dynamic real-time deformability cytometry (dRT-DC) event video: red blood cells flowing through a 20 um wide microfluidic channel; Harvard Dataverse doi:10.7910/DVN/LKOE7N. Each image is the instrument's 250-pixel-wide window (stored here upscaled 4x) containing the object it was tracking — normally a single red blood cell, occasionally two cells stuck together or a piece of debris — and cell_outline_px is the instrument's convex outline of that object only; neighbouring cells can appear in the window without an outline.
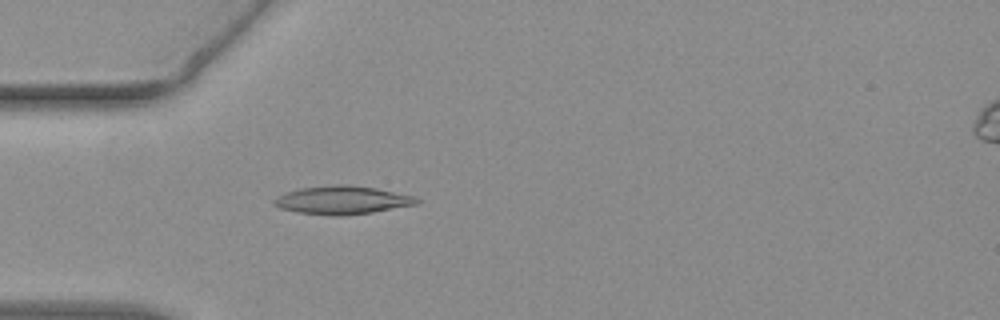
{"species": "common noctule bat (a hibernating species)", "species_latin": "Nyctalus noctula", "temperature_condition": "warm", "stored_images_in_passage": 54, "camera_frame_rate_fps": 3000, "um_per_image_px": 0.085, "animal": {"sex": "female", "body_mass_g": 19.3, "forearm_length_mm": 54.1}, "frame": {"image": 1, "passage_image": 16, "time_ms": 5.0, "image_size_px": [1000, 320], "cell_outline_px": [[420, 200], [416, 204], [372, 212], [340, 216], [332, 216], [296, 212], [280, 208], [272, 204], [272, 200], [276, 196], [284, 192], [300, 188], [332, 184], [348, 184], [376, 188], [416, 196]], "centroid_in_image_um": [29.03, 17.0], "position_along_channel_um": 56.0, "area_um2": 23.76}}
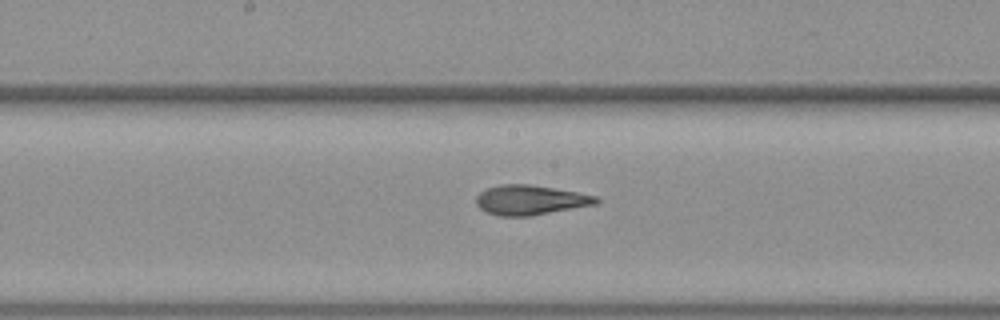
{"frame": {"image": 2, "passage_image": 28, "time_ms": 9.0, "image_size_px": [1000, 320], "cell_outline_px": [[600, 200], [596, 204], [528, 216], [496, 216], [484, 212], [476, 204], [476, 196], [480, 192], [488, 188], [500, 184], [528, 184], [576, 192], [596, 196]], "centroid_in_image_um": [45.01, 17.0], "position_along_channel_um": 203.2, "area_um2": 20.63}}
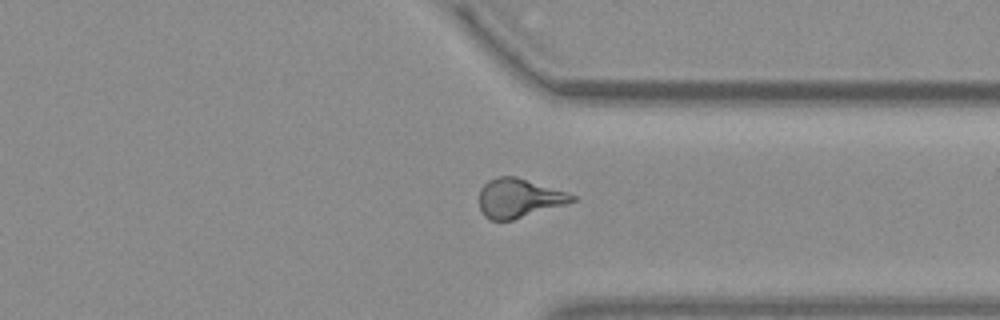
{"frame": {"image": 3, "passage_image": 41, "time_ms": 13.333, "image_size_px": [1000, 320], "cell_outline_px": [[576, 200], [564, 204], [512, 220], [492, 220], [484, 216], [480, 212], [480, 188], [488, 180], [496, 176], [516, 176], [576, 196]], "centroid_in_image_um": [44.04, 16.83], "position_along_channel_um": 367.4, "area_um2": 20.75}, "authors_computed_cell_mechanics": {"area_um2": 21.1548, "velocity_mm_per_s": 3.8038, "shape_relaxation_time_tau1_ms": null, "shape_relaxation_time_tau2_ms": 1.6641, "deformation_change_tau1": null, "deformation_change_tau2": 0.0921}}